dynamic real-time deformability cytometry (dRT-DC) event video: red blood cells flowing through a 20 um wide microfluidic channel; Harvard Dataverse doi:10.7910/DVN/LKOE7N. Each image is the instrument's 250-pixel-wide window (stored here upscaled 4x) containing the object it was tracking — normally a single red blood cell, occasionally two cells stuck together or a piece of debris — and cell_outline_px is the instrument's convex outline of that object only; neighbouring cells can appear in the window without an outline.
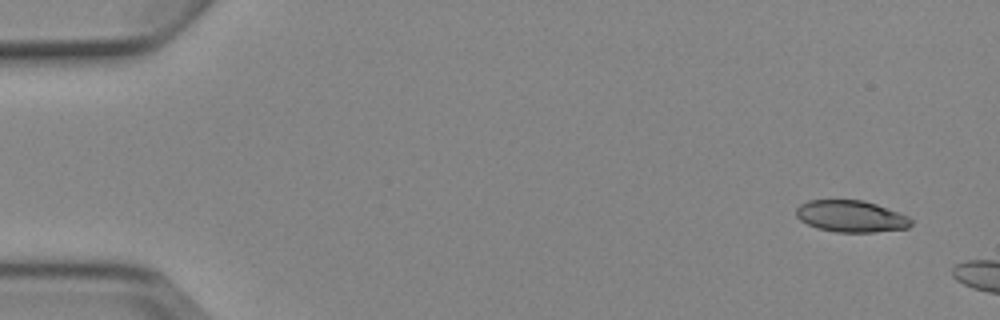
{"species": "Egyptian fruit bat (a non-hibernating species)", "species_latin": "Rousettus aegyptiacus", "temperature_condition": "cold", "stored_images_in_passage": 2, "camera_frame_rate_fps": 3000, "um_per_image_px": 0.085, "animal": {"sex": "female"}, "frame": {"image": 1, "passage_image": 1, "time_ms": 0.0, "image_size_px": [1000, 320], "cell_outline_px": [[912, 224], [908, 228], [876, 232], [836, 232], [816, 228], [800, 220], [796, 216], [796, 208], [800, 204], [808, 200], [864, 200], [876, 204], [908, 216], [912, 220]], "centroid_in_image_um": [72.33, 18.39], "position_along_channel_um": 12.7, "area_um2": 21.27}}